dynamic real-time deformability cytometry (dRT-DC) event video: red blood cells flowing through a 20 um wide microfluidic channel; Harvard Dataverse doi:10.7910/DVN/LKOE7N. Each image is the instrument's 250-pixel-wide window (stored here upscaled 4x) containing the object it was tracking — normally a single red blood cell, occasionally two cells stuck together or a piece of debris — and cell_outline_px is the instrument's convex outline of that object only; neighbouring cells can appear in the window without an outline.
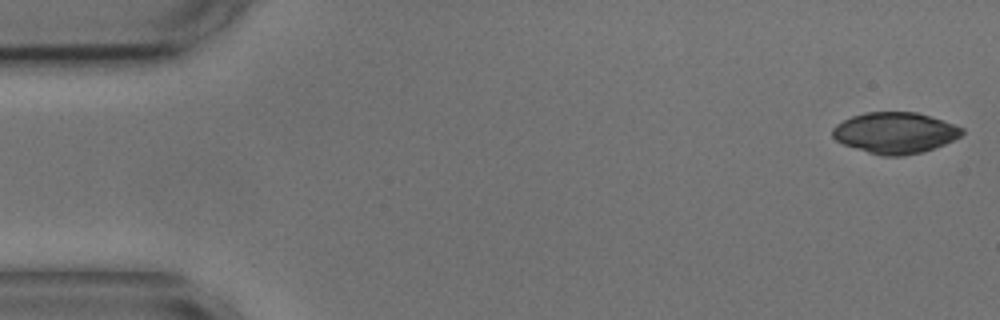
{"species": "common noctule bat (a hibernating species)", "species_latin": "Nyctalus noctula", "temperature_condition": "cold", "stored_images_in_passage": 54, "camera_frame_rate_fps": 3000, "um_per_image_px": 0.085, "animal": {"sex": "male", "body_mass_g": 17.9, "forearm_length_mm": 54.2}, "frame": {"image": 1, "passage_image": 1, "time_ms": 0.0, "image_size_px": [1000, 320], "cell_outline_px": [[964, 132], [960, 136], [936, 148], [924, 152], [904, 156], [884, 156], [868, 152], [844, 144], [836, 140], [832, 136], [832, 128], [836, 124], [852, 116], [864, 112], [916, 112], [964, 128]], "centroid_in_image_um": [76.07, 11.3], "position_along_channel_um": 8.9, "area_um2": 30.87}}
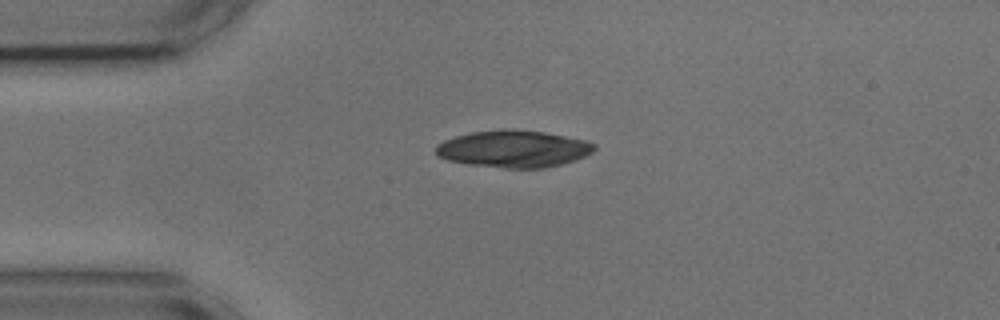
{"frame": {"image": 2, "passage_image": 12, "time_ms": 3.667, "image_size_px": [1000, 320], "cell_outline_px": [[596, 148], [592, 152], [576, 160], [544, 168], [504, 168], [468, 164], [448, 160], [436, 156], [436, 144], [444, 140], [456, 136], [472, 132], [504, 128], [544, 132], [584, 140], [596, 144]], "centroid_in_image_um": [43.63, 12.65], "position_along_channel_um": 41.4, "area_um2": 34.22}}